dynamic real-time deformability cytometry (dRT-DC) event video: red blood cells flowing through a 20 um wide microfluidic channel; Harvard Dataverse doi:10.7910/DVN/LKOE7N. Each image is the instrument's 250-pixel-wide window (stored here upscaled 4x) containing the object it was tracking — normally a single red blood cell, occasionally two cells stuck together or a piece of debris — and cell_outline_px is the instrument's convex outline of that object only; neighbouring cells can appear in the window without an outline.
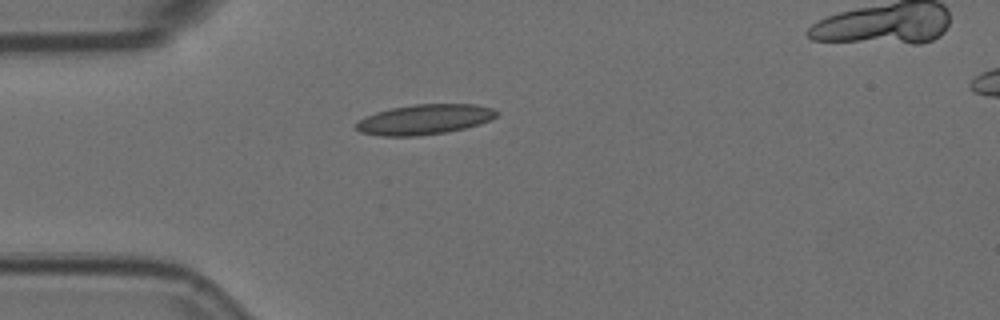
{"species": "Egyptian fruit bat (a non-hibernating species)", "species_latin": "Rousettus aegyptiacus", "temperature_condition": "room temperature", "stored_images_in_passage": 33, "camera_frame_rate_fps": 3000, "um_per_image_px": 0.085, "animal": {"sex": "female"}, "frame": {"image": 1, "passage_image": 1, "time_ms": 0.0, "image_size_px": [1000, 320], "cell_outline_px": [[496, 116], [488, 120], [464, 128], [444, 132], [416, 136], [380, 136], [360, 132], [356, 128], [356, 124], [364, 116], [376, 112], [392, 108], [416, 104], [472, 104], [492, 108], [496, 112]], "centroid_in_image_um": [36.02, 10.15], "position_along_channel_um": 49.0, "area_um2": 24.22}}
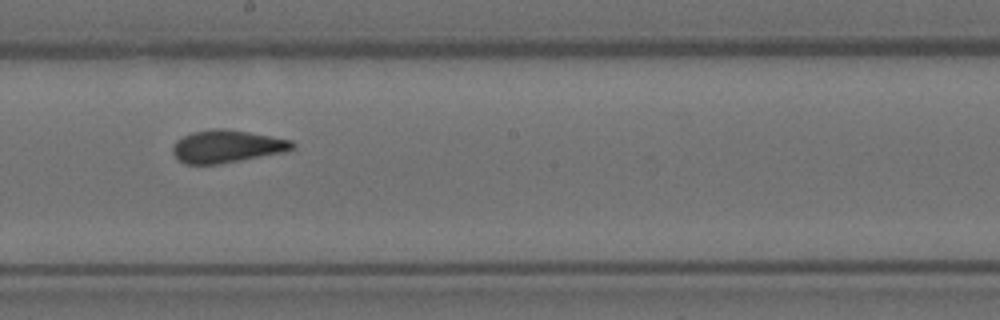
{"frame": {"image": 2, "passage_image": 17, "time_ms": 5.333, "image_size_px": [1000, 320], "cell_outline_px": [[296, 148], [284, 152], [216, 164], [184, 164], [172, 152], [172, 148], [176, 140], [192, 132], [212, 128], [224, 128], [248, 132], [292, 140], [296, 144]], "centroid_in_image_um": [19.29, 12.43], "position_along_channel_um": 228.9, "area_um2": 22.6}}
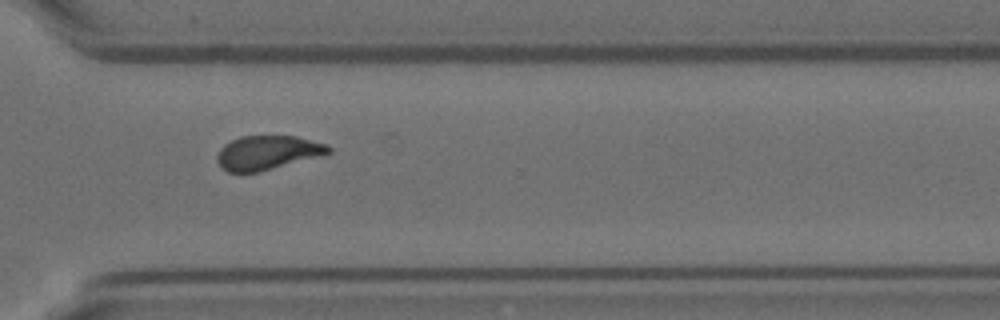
{"frame": {"image": 3, "passage_image": 27, "time_ms": 8.667, "image_size_px": [1000, 320], "cell_outline_px": [[332, 152], [256, 172], [228, 172], [216, 160], [216, 156], [220, 148], [224, 144], [240, 136], [296, 136], [328, 144], [332, 148]], "centroid_in_image_um": [22.72, 12.95], "position_along_channel_um": 347.9, "area_um2": 21.73}, "authors_computed_cell_mechanics": {"area_um2": 22.7154, "velocity_mm_per_s": 3.589, "shape_relaxation_time_tau1_ms": null, "shape_relaxation_time_tau2_ms": 1.4359, "deformation_change_tau1": null, "deformation_change_tau2": 0.0934}}